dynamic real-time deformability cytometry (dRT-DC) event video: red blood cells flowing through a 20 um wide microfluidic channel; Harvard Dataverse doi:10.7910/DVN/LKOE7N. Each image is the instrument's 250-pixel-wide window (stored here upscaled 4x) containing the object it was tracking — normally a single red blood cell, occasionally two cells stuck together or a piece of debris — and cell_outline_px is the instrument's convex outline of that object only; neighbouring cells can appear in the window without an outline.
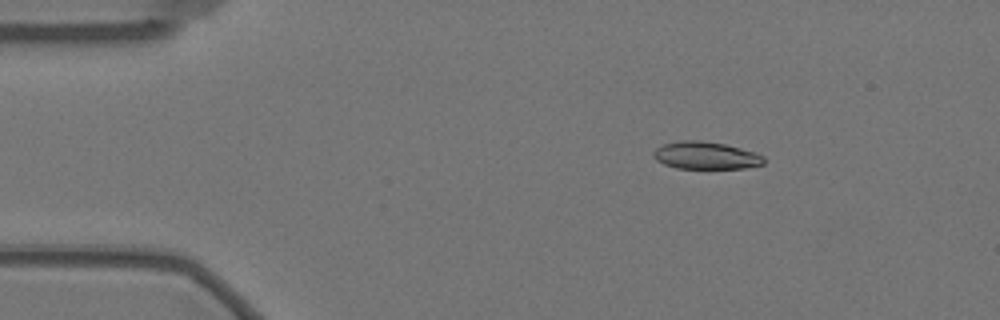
{"species": "Egyptian fruit bat (a non-hibernating species)", "species_latin": "Rousettus aegyptiacus", "temperature_condition": "warm", "stored_images_in_passage": 57, "camera_frame_rate_fps": 3000, "um_per_image_px": 0.085, "animal": {"sex": "female"}, "frame": {"image": 1, "passage_image": 8, "time_ms": 2.333, "image_size_px": [1000, 320], "cell_outline_px": [[764, 164], [744, 168], [676, 168], [664, 164], [656, 160], [652, 156], [652, 152], [656, 148], [664, 144], [680, 140], [700, 140], [724, 144], [740, 148], [764, 156]], "centroid_in_image_um": [59.95, 13.21], "position_along_channel_um": 25.1, "area_um2": 17.57}}
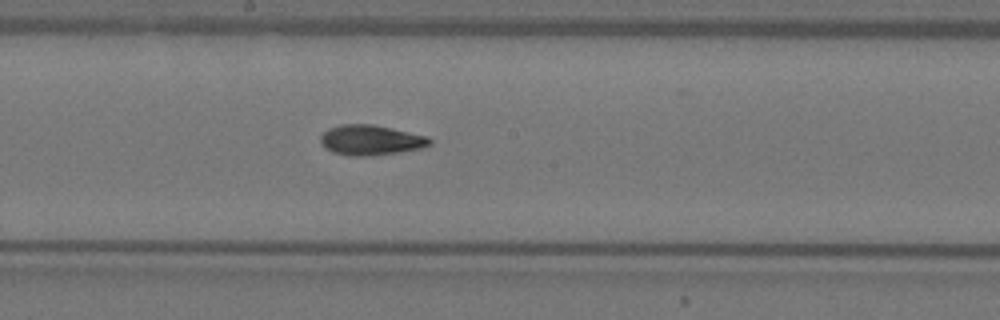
{"frame": {"image": 2, "passage_image": 30, "time_ms": 9.667, "image_size_px": [1000, 320], "cell_outline_px": [[432, 144], [420, 148], [400, 152], [372, 156], [348, 156], [332, 152], [324, 148], [320, 144], [320, 136], [328, 128], [340, 124], [372, 124], [392, 128], [428, 136], [432, 140]], "centroid_in_image_um": [31.49, 11.91], "position_along_channel_um": 216.7, "area_um2": 19.48}}
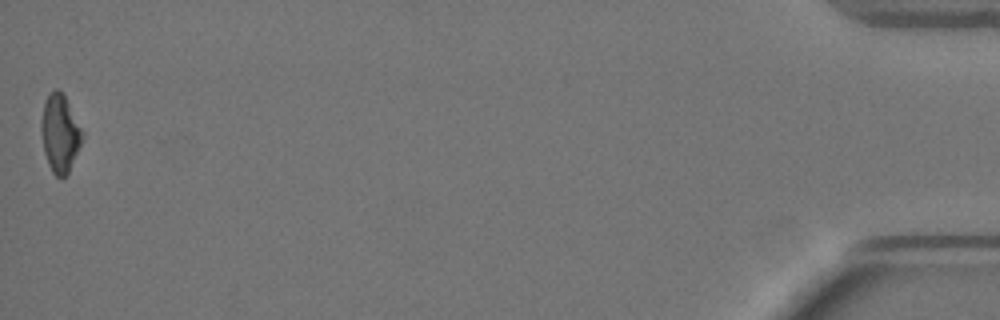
{"frame": {"image": 3, "passage_image": 57, "time_ms": 18.667, "image_size_px": [1000, 320], "cell_outline_px": [[84, 136], [68, 172], [60, 180], [52, 172], [48, 164], [44, 152], [40, 132], [40, 124], [44, 100], [48, 92], [56, 88], [64, 96], [84, 132]], "centroid_in_image_um": [5.07, 11.33], "position_along_channel_um": 430.1, "area_um2": 18.67}, "authors_computed_cell_mechanics": {"area_um2": 18.6694, "velocity_mm_per_s": 3.4734, "shape_relaxation_time_tau1_ms": 8.0955, "shape_relaxation_time_tau2_ms": 3.5886, "deformation_change_tau1": 0.2326, "deformation_change_tau2": 0.1078}}